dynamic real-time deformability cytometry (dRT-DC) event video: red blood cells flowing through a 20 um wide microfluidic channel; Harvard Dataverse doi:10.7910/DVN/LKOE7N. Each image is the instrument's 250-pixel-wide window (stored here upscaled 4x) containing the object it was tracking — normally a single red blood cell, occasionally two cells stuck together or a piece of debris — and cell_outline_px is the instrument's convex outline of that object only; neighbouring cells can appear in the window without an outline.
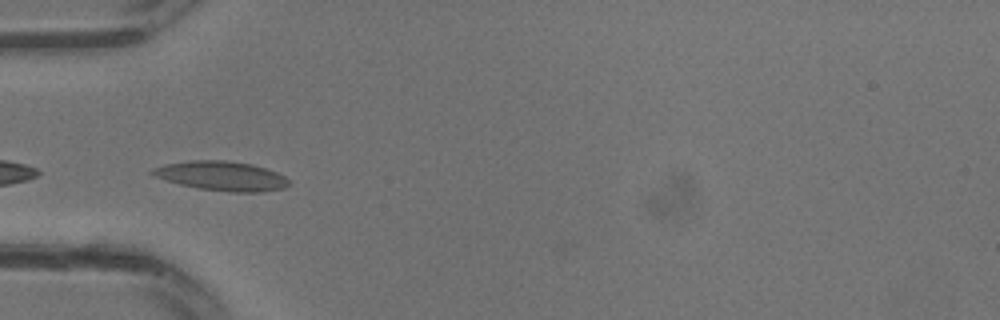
{"species": "common noctule bat (a hibernating species)", "species_latin": "Nyctalus noctula", "temperature_condition": "warm", "stored_images_in_passage": 15, "camera_frame_rate_fps": 3000, "um_per_image_px": 0.085, "animal": {"sex": "male", "body_mass_g": 13.3}, "frame": {"image": 1, "passage_image": 9, "time_ms": 2.667, "image_size_px": [1000, 320], "cell_outline_px": [[292, 184], [284, 188], [264, 192], [232, 192], [200, 188], [180, 184], [156, 176], [148, 172], [152, 168], [164, 164], [192, 160], [224, 160], [252, 164], [276, 172], [284, 176]], "centroid_in_image_um": [18.86, 14.95], "position_along_channel_um": 66.1, "area_um2": 23.24}}
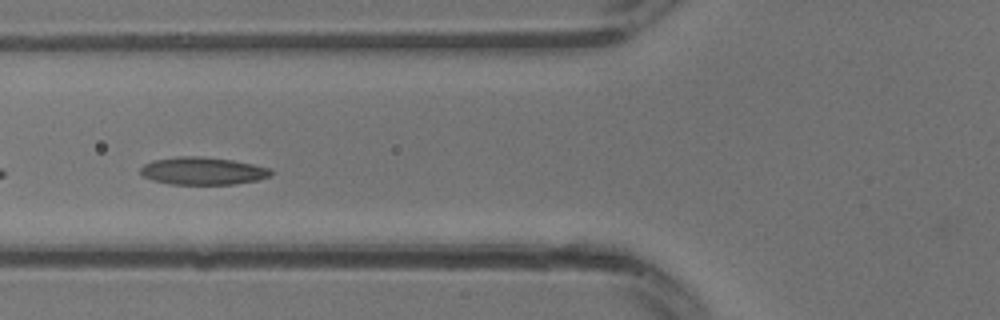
{"frame": {"image": 2, "passage_image": 11, "time_ms": 3.333, "image_size_px": [1000, 320], "cell_outline_px": [[272, 176], [256, 180], [236, 184], [168, 184], [152, 180], [144, 176], [140, 172], [140, 168], [144, 164], [152, 160], [176, 156], [200, 156], [232, 160], [272, 168]], "centroid_in_image_um": [17.23, 14.52], "position_along_channel_um": 108.6, "area_um2": 21.1}}
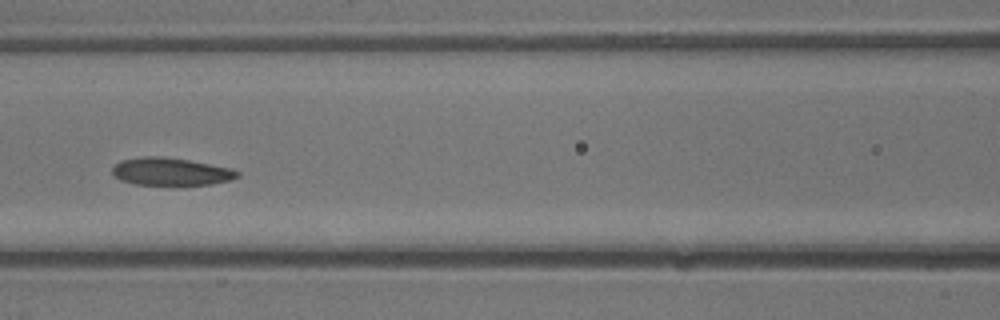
{"frame": {"image": 3, "passage_image": 13, "time_ms": 4.0, "image_size_px": [1000, 320], "cell_outline_px": [[240, 176], [232, 180], [212, 184], [136, 184], [120, 180], [112, 172], [112, 168], [120, 160], [144, 156], [164, 156], [188, 160], [232, 168], [240, 172]], "centroid_in_image_um": [14.55, 14.57], "position_along_channel_um": 152.0, "area_um2": 20.06}}